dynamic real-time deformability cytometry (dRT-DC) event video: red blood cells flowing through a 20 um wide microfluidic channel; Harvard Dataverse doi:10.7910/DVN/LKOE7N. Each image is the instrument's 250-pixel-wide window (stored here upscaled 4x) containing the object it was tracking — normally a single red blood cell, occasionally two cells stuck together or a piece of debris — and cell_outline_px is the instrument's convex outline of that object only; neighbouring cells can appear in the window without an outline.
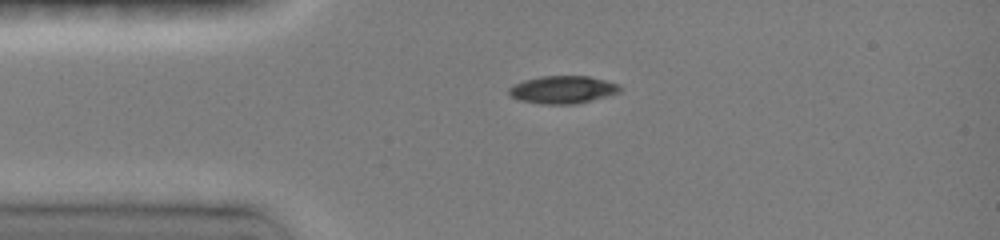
{"species": "common noctule bat (a hibernating species)", "species_latin": "Nyctalus noctula", "temperature_condition": "room temperature", "stored_images_in_passage": 2, "camera_frame_rate_fps": 3000, "um_per_image_px": 0.085, "animal": {"sex": "female", "body_mass_g": 19.0, "forearm_length_mm": 51.5}, "frame": {"image": 1, "passage_image": 1, "time_ms": 0.0, "image_size_px": [1000, 240], "cell_outline_px": [[620, 92], [576, 104], [540, 104], [520, 100], [508, 96], [508, 88], [524, 80], [544, 76], [588, 76], [620, 84]], "centroid_in_image_um": [47.8, 7.62], "position_along_channel_um": 37.2, "area_um2": 17.8}}